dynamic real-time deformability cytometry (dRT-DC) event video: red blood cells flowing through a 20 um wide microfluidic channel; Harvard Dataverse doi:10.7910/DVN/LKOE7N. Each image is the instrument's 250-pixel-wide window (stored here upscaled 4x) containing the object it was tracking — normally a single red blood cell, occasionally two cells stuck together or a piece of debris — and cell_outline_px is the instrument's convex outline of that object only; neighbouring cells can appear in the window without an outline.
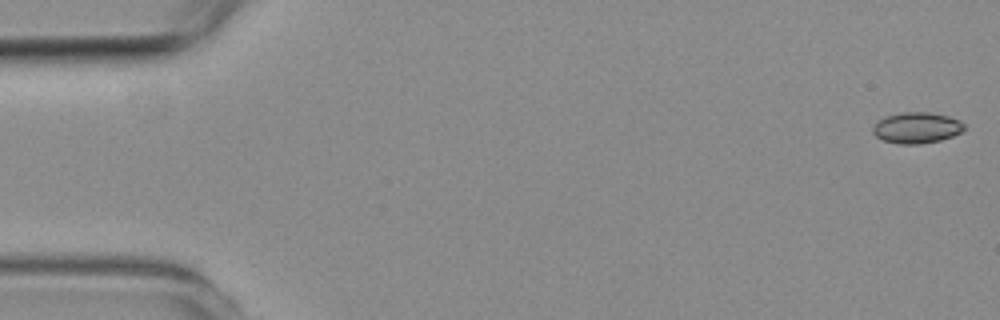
{"species": "common noctule bat (a hibernating species)", "species_latin": "Nyctalus noctula", "temperature_condition": "room temperature", "stored_images_in_passage": 4, "camera_frame_rate_fps": 3000, "um_per_image_px": 0.085, "animal": {"sex": "female", "body_mass_g": 19.3, "forearm_length_mm": 54.1}, "frame": {"image": 1, "passage_image": 1, "time_ms": 0.0, "image_size_px": [1000, 320], "cell_outline_px": [[964, 128], [960, 132], [952, 136], [940, 140], [920, 144], [900, 144], [884, 140], [876, 136], [872, 132], [872, 128], [884, 116], [900, 112], [928, 112], [948, 116], [960, 120], [964, 124]], "centroid_in_image_um": [77.91, 10.85], "position_along_channel_um": 7.1, "area_um2": 16.42}}
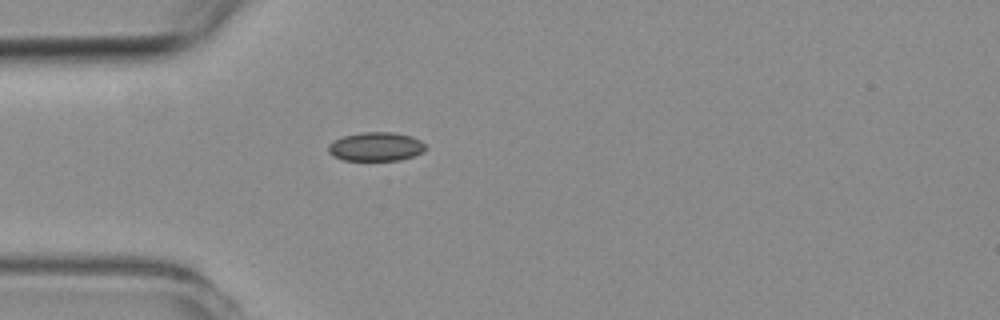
{"frame": {"image": 2, "passage_image": 4, "time_ms": 4.667, "image_size_px": [1000, 320], "cell_outline_px": [[428, 148], [424, 152], [400, 160], [344, 160], [332, 156], [328, 152], [328, 144], [332, 140], [340, 136], [360, 132], [396, 132], [412, 136], [420, 140]], "centroid_in_image_um": [31.93, 12.45], "position_along_channel_um": 53.1, "area_um2": 16.7}}